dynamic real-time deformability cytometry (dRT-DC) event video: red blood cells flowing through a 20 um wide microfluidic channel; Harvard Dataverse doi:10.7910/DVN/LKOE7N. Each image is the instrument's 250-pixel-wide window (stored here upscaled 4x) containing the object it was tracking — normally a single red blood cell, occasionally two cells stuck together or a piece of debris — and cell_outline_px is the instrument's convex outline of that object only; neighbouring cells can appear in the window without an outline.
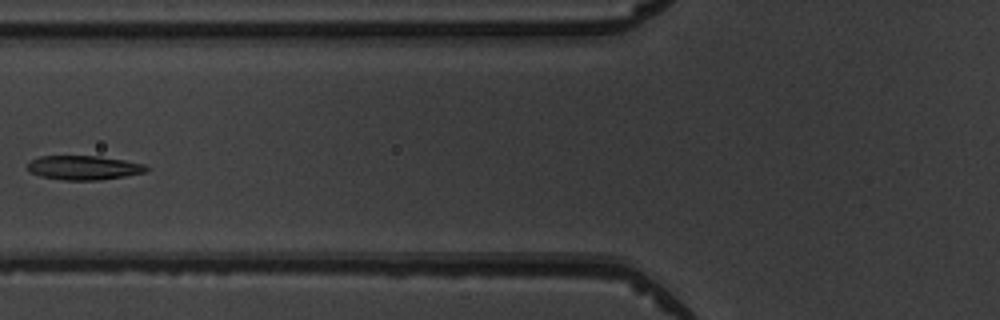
{"species": "common noctule bat (a hibernating species)", "species_latin": "Nyctalus noctula", "temperature_condition": "warm", "stored_images_in_passage": 7, "camera_frame_rate_fps": 3000, "um_per_image_px": 0.085, "animal": {"sex": "male", "body_mass_g": 19.5, "forearm_length_mm": 54.6}, "frame": {"image": 1, "passage_image": 6, "time_ms": 6.0, "image_size_px": [1000, 320], "cell_outline_px": [[152, 168], [144, 172], [124, 176], [100, 180], [64, 180], [40, 176], [32, 172], [28, 168], [28, 164], [32, 160], [40, 156], [100, 156], [124, 160], [144, 164]], "centroid_in_image_um": [7.16, 14.25], "position_along_channel_um": 118.6, "area_um2": 16.65}}
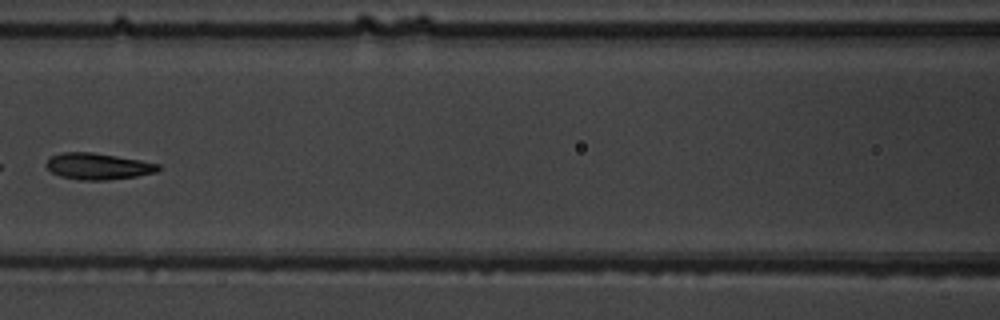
{"frame": {"image": 2, "passage_image": 7, "time_ms": 7.0, "image_size_px": [1000, 320], "cell_outline_px": [[160, 168], [156, 172], [136, 176], [108, 180], [80, 180], [60, 176], [52, 172], [44, 164], [52, 156], [60, 152], [92, 152], [140, 160], [160, 164]], "centroid_in_image_um": [8.32, 14.13], "position_along_channel_um": 158.3, "area_um2": 17.17}}